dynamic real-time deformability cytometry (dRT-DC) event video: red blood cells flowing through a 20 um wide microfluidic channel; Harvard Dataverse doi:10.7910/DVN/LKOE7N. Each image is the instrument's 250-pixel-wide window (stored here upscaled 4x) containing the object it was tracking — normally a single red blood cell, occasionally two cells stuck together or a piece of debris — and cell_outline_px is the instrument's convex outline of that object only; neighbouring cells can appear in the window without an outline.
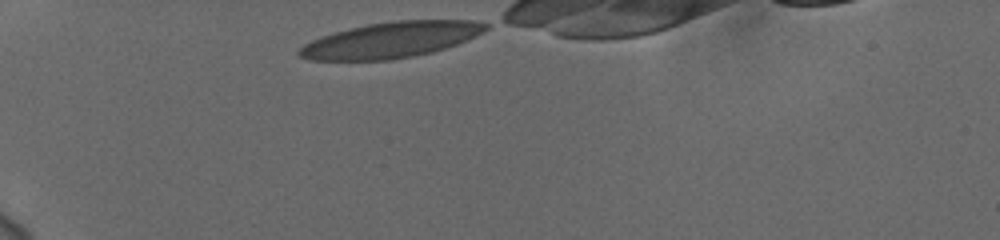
{"species": "human", "species_latin": "Homo sapiens", "temperature_condition": "cold", "stored_images_in_passage": 33, "camera_frame_rate_fps": 3000, "um_per_image_px": 0.085, "donor": {"sex": "female"}, "frame": {"image": 1, "passage_image": 1, "time_ms": 0.0, "image_size_px": [1000, 240], "cell_outline_px": [[488, 28], [484, 32], [456, 44], [432, 52], [392, 60], [312, 60], [300, 56], [296, 52], [304, 44], [312, 40], [348, 28], [368, 24], [392, 20], [472, 20], [488, 24]], "centroid_in_image_um": [33.24, 3.39], "position_along_channel_um": 51.8, "area_um2": 38.61}}
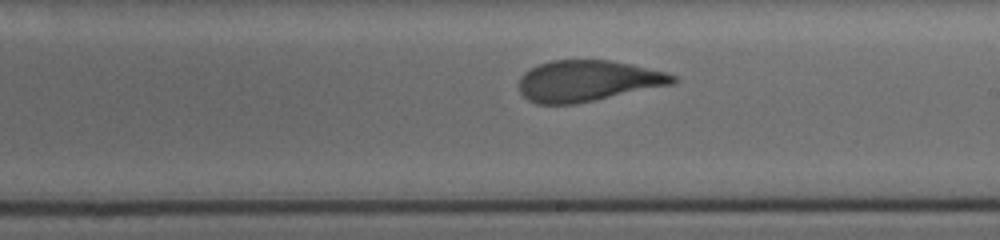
{"frame": {"image": 2, "passage_image": 19, "time_ms": 6.0, "image_size_px": [1000, 240], "cell_outline_px": [[676, 80], [672, 84], [596, 100], [576, 104], [536, 104], [528, 100], [520, 92], [520, 76], [524, 72], [540, 64], [552, 60], [612, 60], [664, 72], [676, 76]], "centroid_in_image_um": [49.92, 6.88], "position_along_channel_um": 239.1, "area_um2": 36.53}}
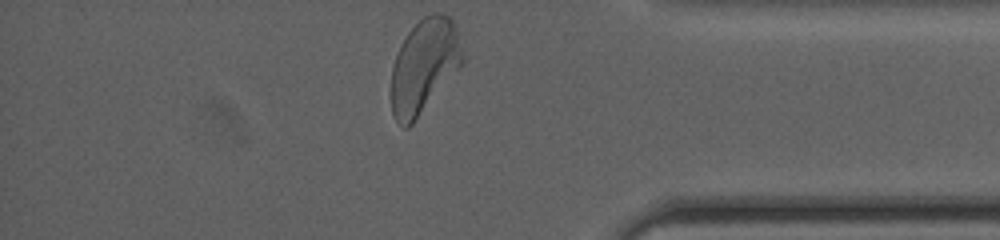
{"frame": {"image": 3, "passage_image": 33, "time_ms": 10.667, "image_size_px": [1000, 240], "cell_outline_px": [[464, 60], [412, 124], [408, 128], [404, 128], [396, 120], [392, 112], [392, 68], [400, 44], [408, 32], [424, 16], [432, 12], [440, 12], [448, 16], [452, 20], [456, 28]], "centroid_in_image_um": [36.03, 5.58], "position_along_channel_um": 399.2, "area_um2": 38.15}, "authors_computed_cell_mechanics": {"area_um2": 37.8012, "velocity_mm_per_s": 3.7176, "shape_relaxation_time_tau1_ms": 8.1415, "shape_relaxation_time_tau2_ms": 0.957, "deformation_change_tau1": 0.2496, "deformation_change_tau2": 0.0827}}